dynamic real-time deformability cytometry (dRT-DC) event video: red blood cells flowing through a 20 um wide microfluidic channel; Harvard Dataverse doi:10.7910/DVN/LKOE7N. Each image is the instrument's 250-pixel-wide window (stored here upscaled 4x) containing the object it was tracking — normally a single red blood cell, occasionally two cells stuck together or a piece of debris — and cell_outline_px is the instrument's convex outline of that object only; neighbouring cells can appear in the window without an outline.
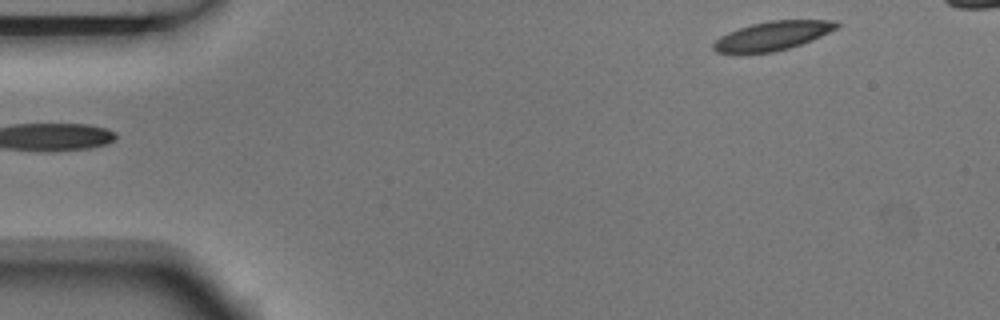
{"species": "Egyptian fruit bat (a non-hibernating species)", "species_latin": "Rousettus aegyptiacus", "temperature_condition": "room temperature", "stored_images_in_passage": 5, "segment_of_instrument_passage": [2, 2], "camera_frame_rate_fps": 3000, "um_per_image_px": 0.085, "animal": {"sex": "male"}, "frame": {"image": 1, "passage_image": 5, "time_ms": 1.333, "image_size_px": [1000, 320], "cell_outline_px": [[840, 24], [836, 28], [820, 36], [800, 44], [788, 48], [772, 52], [716, 52], [712, 48], [712, 44], [720, 36], [728, 32], [752, 24], [772, 20], [828, 20]], "centroid_in_image_um": [65.63, 3.03], "position_along_channel_um": 19.4, "area_um2": 20.17}}